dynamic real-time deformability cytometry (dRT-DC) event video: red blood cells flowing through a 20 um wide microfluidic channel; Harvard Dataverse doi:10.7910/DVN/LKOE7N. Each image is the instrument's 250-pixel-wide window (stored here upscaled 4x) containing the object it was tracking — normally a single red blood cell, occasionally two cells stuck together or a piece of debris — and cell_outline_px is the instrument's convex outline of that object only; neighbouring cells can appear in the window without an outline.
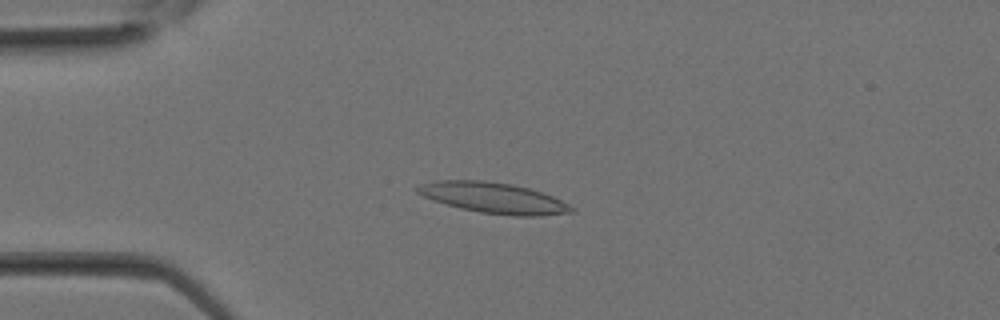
{"species": "Egyptian fruit bat (a non-hibernating species)", "species_latin": "Rousettus aegyptiacus", "temperature_condition": "room temperature", "stored_images_in_passage": 31, "camera_frame_rate_fps": 3000, "um_per_image_px": 0.085, "animal": {"sex": "female"}, "frame": {"image": 1, "passage_image": 8, "time_ms": 2.333, "image_size_px": [1000, 320], "cell_outline_px": [[576, 212], [540, 216], [512, 216], [480, 212], [460, 208], [424, 196], [416, 192], [416, 188], [420, 184], [436, 180], [484, 180], [512, 184], [528, 188], [552, 196], [576, 208]], "centroid_in_image_um": [41.99, 16.82], "position_along_channel_um": 43.0, "area_um2": 27.46}}
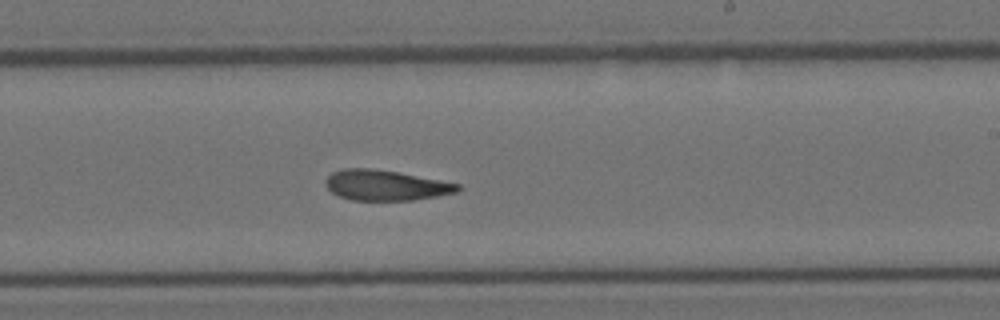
{"frame": {"image": 2, "passage_image": 19, "time_ms": 6.0, "image_size_px": [1000, 320], "cell_outline_px": [[460, 188], [456, 192], [436, 196], [412, 200], [352, 200], [336, 196], [324, 184], [324, 180], [332, 172], [340, 168], [372, 168], [400, 172], [460, 184]], "centroid_in_image_um": [32.72, 15.73], "position_along_channel_um": 256.3, "area_um2": 23.52}}
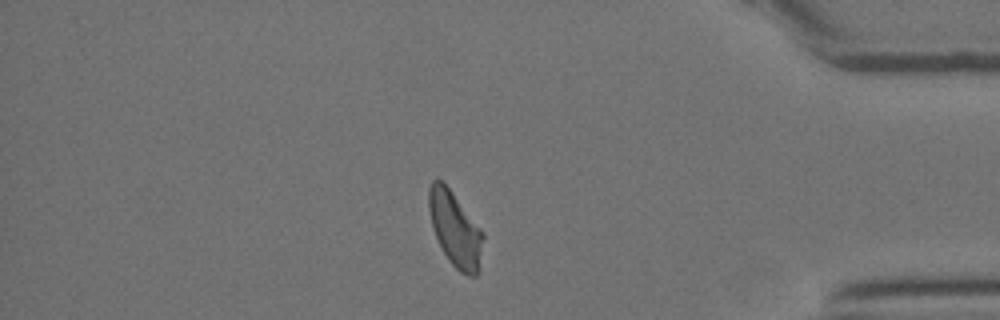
{"frame": {"image": 3, "passage_image": 27, "time_ms": 8.667, "image_size_px": [1000, 320], "cell_outline_px": [[484, 236], [476, 276], [468, 276], [460, 272], [448, 260], [432, 228], [428, 208], [428, 188], [432, 180], [436, 176], [448, 188], [484, 232]], "centroid_in_image_um": [38.66, 19.45], "position_along_channel_um": 396.5, "area_um2": 23.29}}